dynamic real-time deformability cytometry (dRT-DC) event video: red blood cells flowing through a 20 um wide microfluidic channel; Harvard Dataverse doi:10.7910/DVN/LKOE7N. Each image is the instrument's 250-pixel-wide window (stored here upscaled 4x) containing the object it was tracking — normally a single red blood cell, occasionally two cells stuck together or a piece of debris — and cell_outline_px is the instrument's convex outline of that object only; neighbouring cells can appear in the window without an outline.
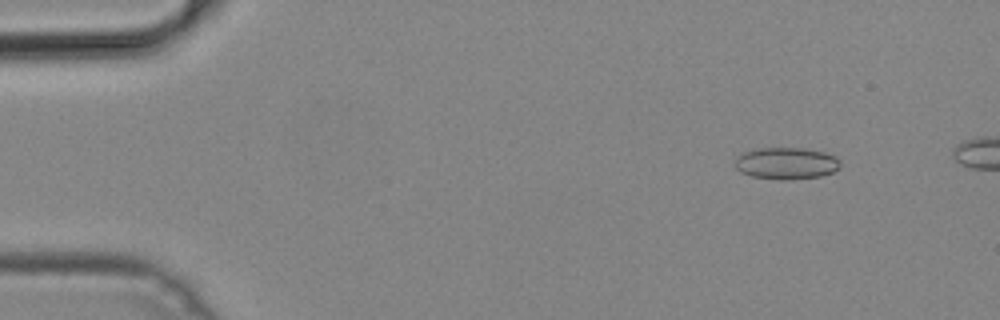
{"species": "common noctule bat (a hibernating species)", "species_latin": "Nyctalus noctula", "temperature_condition": "cold", "stored_images_in_passage": 46, "camera_frame_rate_fps": 3000, "um_per_image_px": 0.085, "animal": {"sex": "male", "body_mass_g": 19.2, "forearm_length_mm": 51.8}, "frame": {"image": 1, "passage_image": 2, "time_ms": 0.333, "image_size_px": [1000, 320], "cell_outline_px": [[840, 168], [832, 172], [820, 176], [784, 180], [780, 180], [752, 176], [740, 172], [736, 168], [736, 156], [744, 152], [756, 148], [804, 148], [824, 152], [836, 156], [840, 160]], "centroid_in_image_um": [66.84, 13.87], "position_along_channel_um": 18.2, "area_um2": 19.59}}
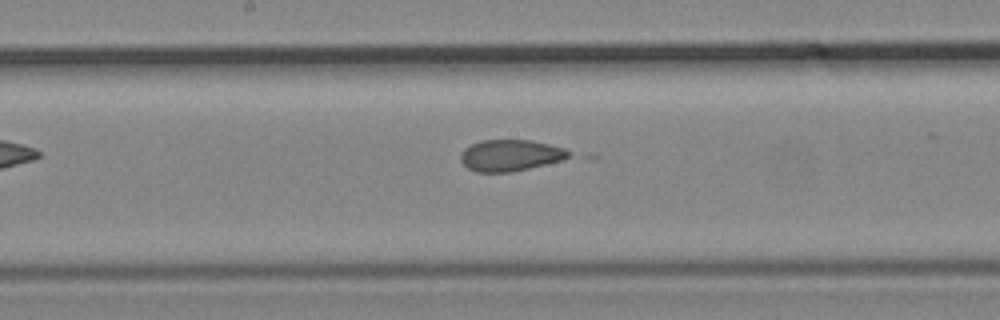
{"frame": {"image": 2, "passage_image": 22, "time_ms": 7.0, "image_size_px": [1000, 320], "cell_outline_px": [[572, 156], [564, 160], [512, 172], [476, 172], [468, 168], [460, 160], [460, 152], [464, 148], [480, 140], [532, 140], [564, 148], [572, 152]], "centroid_in_image_um": [43.4, 13.2], "position_along_channel_um": 204.8, "area_um2": 20.0}}
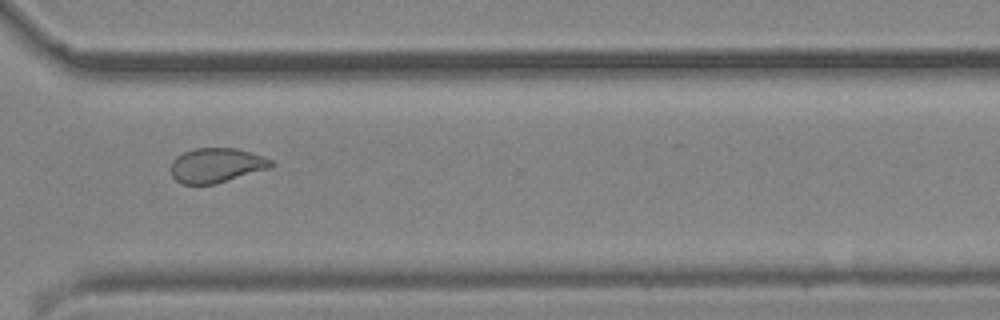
{"frame": {"image": 3, "passage_image": 33, "time_ms": 10.667, "image_size_px": [1000, 320], "cell_outline_px": [[276, 164], [272, 168], [216, 184], [180, 184], [172, 176], [172, 160], [176, 156], [184, 152], [196, 148], [236, 148], [264, 156], [272, 160]], "centroid_in_image_um": [18.44, 14.06], "position_along_channel_um": 352.2, "area_um2": 20.46}}